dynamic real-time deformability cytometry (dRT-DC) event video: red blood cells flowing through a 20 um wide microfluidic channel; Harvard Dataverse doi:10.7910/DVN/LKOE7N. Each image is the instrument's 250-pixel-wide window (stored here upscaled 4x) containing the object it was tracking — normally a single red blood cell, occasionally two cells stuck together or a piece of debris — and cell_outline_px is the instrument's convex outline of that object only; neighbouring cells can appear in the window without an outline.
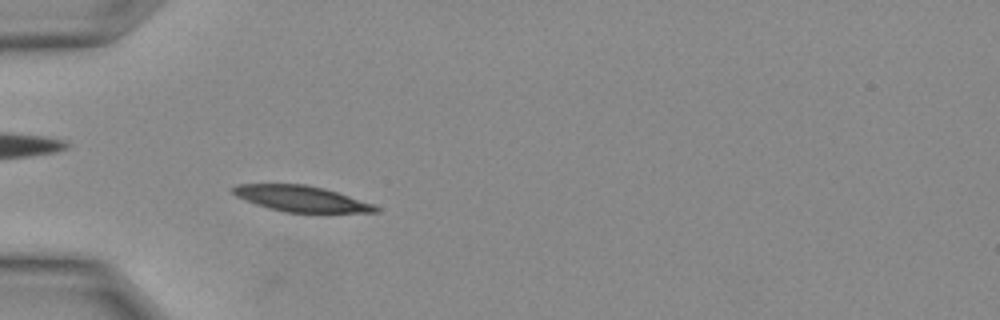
{"species": "Egyptian fruit bat (a non-hibernating species)", "species_latin": "Rousettus aegyptiacus", "temperature_condition": "warm", "stored_images_in_passage": 6, "camera_frame_rate_fps": 3000, "um_per_image_px": 0.085, "animal": {"sex": "female"}, "frame": {"image": 1, "passage_image": 4, "time_ms": 1.0, "image_size_px": [1000, 320], "cell_outline_px": [[380, 212], [284, 212], [268, 208], [256, 204], [236, 196], [228, 188], [236, 184], [304, 184], [324, 188], [372, 204], [380, 208]], "centroid_in_image_um": [25.53, 16.88], "position_along_channel_um": 59.5, "area_um2": 21.27}}
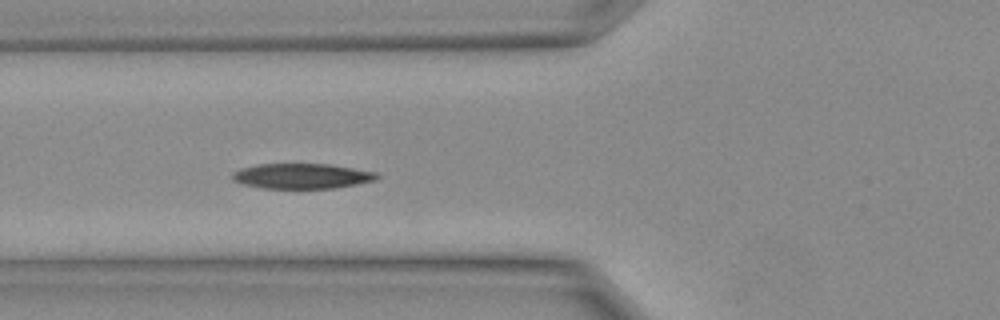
{"frame": {"image": 2, "passage_image": 6, "time_ms": 1.667, "image_size_px": [1000, 320], "cell_outline_px": [[380, 176], [376, 180], [336, 188], [264, 188], [244, 184], [232, 180], [232, 172], [240, 168], [256, 164], [328, 164], [376, 172]], "centroid_in_image_um": [25.64, 14.96], "position_along_channel_um": 100.2, "area_um2": 21.15}}